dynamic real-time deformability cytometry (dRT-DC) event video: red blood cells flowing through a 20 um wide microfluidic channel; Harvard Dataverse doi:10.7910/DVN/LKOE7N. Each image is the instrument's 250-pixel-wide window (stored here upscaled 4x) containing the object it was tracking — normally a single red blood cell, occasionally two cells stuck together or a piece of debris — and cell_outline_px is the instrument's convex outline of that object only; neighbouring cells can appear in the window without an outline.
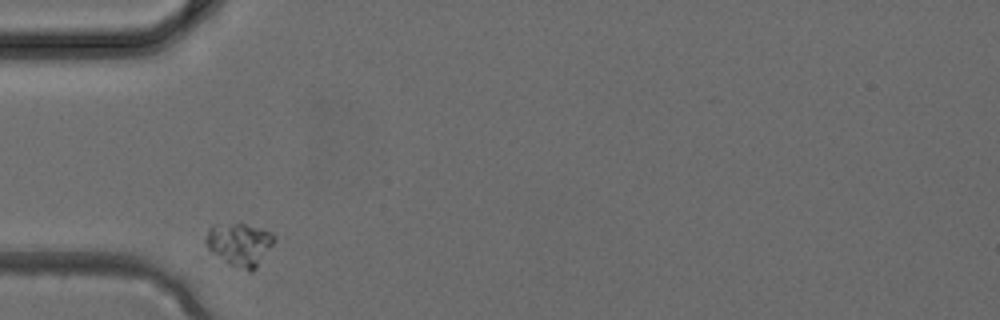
{"species": "common noctule bat (a hibernating species)", "species_latin": "Nyctalus noctula", "temperature_condition": "cold", "stored_images_in_passage": 1, "camera_frame_rate_fps": 3000, "um_per_image_px": 0.085, "animal": {"sex": "female", "body_mass_g": 24.6, "forearm_length_mm": 56.2}, "frame": {"image": 1, "passage_image": 1, "time_ms": 0.0, "image_size_px": [1000, 320], "cell_outline_px": [[276, 240], [256, 268], [252, 272], [248, 272], [228, 264], [212, 252], [208, 248], [204, 240], [208, 228], [236, 224], [244, 224], [260, 228], [272, 232]], "centroid_in_image_um": [20.39, 20.81], "position_along_channel_um": 64.6, "area_um2": 16.88}}